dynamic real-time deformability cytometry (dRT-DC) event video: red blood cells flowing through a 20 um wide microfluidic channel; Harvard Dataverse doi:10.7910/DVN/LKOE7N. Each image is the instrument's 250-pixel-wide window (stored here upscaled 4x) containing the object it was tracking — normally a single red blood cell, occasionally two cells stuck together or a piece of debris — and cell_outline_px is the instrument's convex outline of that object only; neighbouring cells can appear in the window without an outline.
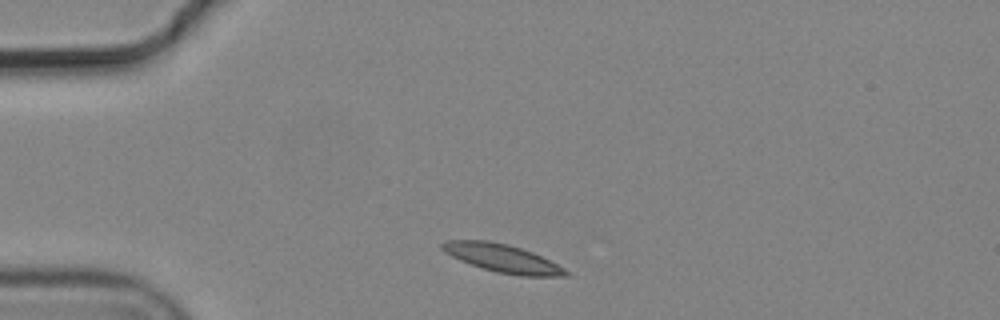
{"species": "common noctule bat (a hibernating species)", "species_latin": "Nyctalus noctula", "temperature_condition": "cold", "stored_images_in_passage": 3, "camera_frame_rate_fps": 3000, "um_per_image_px": 0.085, "animal": {"sex": "male", "body_mass_g": 19.2, "forearm_length_mm": 51.8}, "frame": {"image": 1, "passage_image": 1, "time_ms": 0.0, "image_size_px": [1000, 320], "cell_outline_px": [[572, 272], [568, 276], [520, 276], [496, 272], [460, 260], [444, 252], [440, 248], [440, 244], [448, 240], [488, 240], [508, 244], [532, 252]], "centroid_in_image_um": [42.71, 21.95], "position_along_channel_um": 42.3, "area_um2": 20.11}}
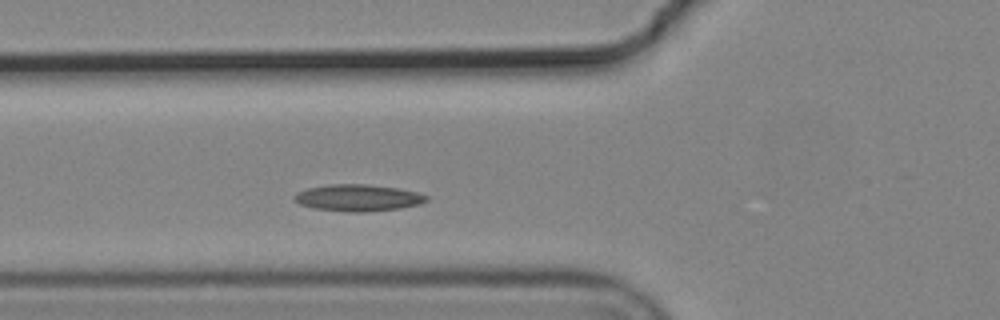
{"frame": {"image": 2, "passage_image": 3, "time_ms": 0.667, "image_size_px": [1000, 320], "cell_outline_px": [[428, 200], [420, 204], [400, 208], [364, 212], [348, 212], [312, 208], [300, 204], [292, 196], [296, 192], [308, 188], [328, 184], [364, 184], [396, 188], [416, 192], [428, 196]], "centroid_in_image_um": [30.4, 16.81], "position_along_channel_um": 95.4, "area_um2": 20.52}}